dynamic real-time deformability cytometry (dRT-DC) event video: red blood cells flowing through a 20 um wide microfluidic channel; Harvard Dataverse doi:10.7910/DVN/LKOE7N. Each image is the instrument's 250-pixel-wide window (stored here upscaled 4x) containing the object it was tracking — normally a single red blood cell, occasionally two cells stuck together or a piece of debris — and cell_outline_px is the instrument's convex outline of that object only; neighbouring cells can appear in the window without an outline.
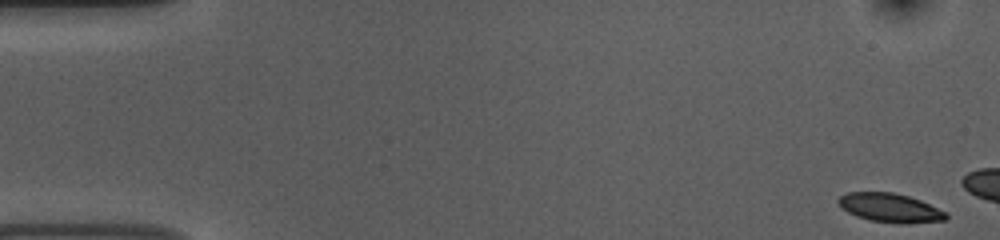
{"species": "common noctule bat (a hibernating species)", "species_latin": "Nyctalus noctula", "temperature_condition": "room temperature", "stored_images_in_passage": 12, "camera_frame_rate_fps": 3000, "um_per_image_px": 0.085, "animal": {"sex": "female", "body_mass_g": 10.0, "forearm_length_mm": 53.1}, "frame": {"image": 1, "passage_image": 1, "time_ms": 0.0, "image_size_px": [1000, 240], "cell_outline_px": [[948, 216], [944, 220], [904, 224], [900, 224], [872, 220], [856, 216], [848, 212], [836, 200], [840, 196], [848, 192], [892, 192], [908, 196], [920, 200], [948, 212]], "centroid_in_image_um": [75.68, 17.66], "position_along_channel_um": 9.3, "area_um2": 18.03}}